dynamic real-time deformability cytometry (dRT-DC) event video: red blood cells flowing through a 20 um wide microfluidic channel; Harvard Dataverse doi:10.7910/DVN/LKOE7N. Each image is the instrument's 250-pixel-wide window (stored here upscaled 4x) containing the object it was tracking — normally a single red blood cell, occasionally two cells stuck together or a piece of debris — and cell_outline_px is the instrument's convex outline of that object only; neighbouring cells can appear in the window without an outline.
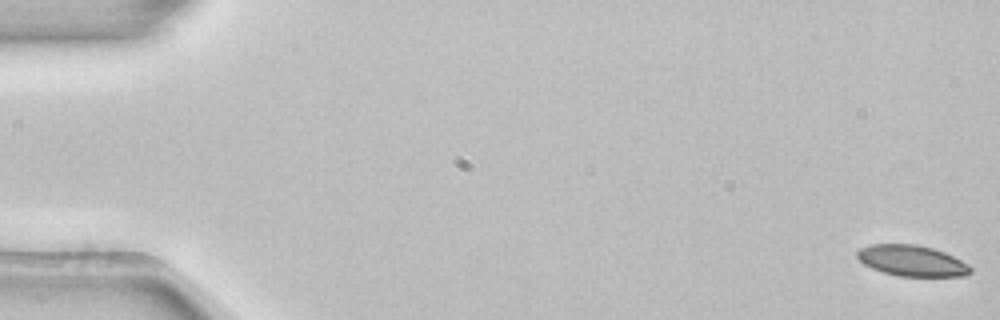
{"species": "common noctule bat (a hibernating species)", "species_latin": "Nyctalus noctula", "temperature_condition": "room temperature", "stored_images_in_passage": 5, "camera_frame_rate_fps": 3000, "um_per_image_px": 0.085, "animal": {"sex": "female", "body_mass_g": 22.7, "forearm_length_mm": 54.2}, "frame": {"image": 1, "passage_image": 1, "time_ms": 0.0, "image_size_px": [1000, 320], "cell_outline_px": [[972, 272], [964, 276], [900, 276], [884, 272], [872, 268], [864, 264], [856, 256], [856, 252], [860, 248], [868, 244], [916, 244], [932, 248], [944, 252], [968, 264], [972, 268]], "centroid_in_image_um": [77.5, 22.15], "position_along_channel_um": 7.5, "area_um2": 20.35}}